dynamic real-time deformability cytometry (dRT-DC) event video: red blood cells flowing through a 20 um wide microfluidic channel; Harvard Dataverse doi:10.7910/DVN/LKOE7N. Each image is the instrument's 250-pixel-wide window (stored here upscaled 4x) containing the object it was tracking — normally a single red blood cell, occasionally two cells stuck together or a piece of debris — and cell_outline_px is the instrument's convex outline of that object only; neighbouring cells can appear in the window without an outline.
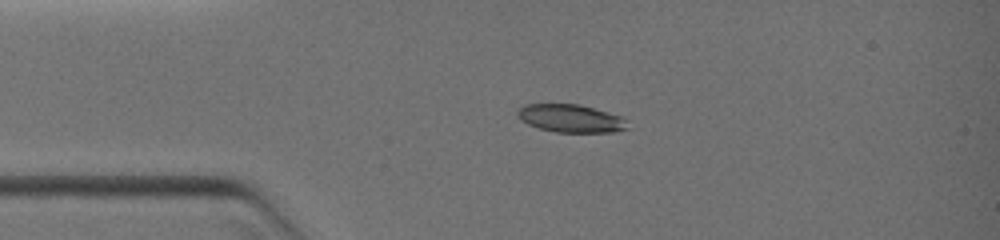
{"species": "common noctule bat (a hibernating species)", "species_latin": "Nyctalus noctula", "temperature_condition": "warm", "stored_images_in_passage": 4, "camera_frame_rate_fps": 3000, "um_per_image_px": 0.085, "animal": {"sex": "female", "body_mass_g": 19.0, "forearm_length_mm": 51.5}, "frame": {"image": 1, "passage_image": 3, "time_ms": 1.667, "image_size_px": [1000, 240], "cell_outline_px": [[628, 128], [612, 132], [556, 132], [540, 128], [528, 124], [520, 120], [516, 116], [516, 112], [524, 104], [580, 104], [608, 112], [620, 116], [628, 120]], "centroid_in_image_um": [48.51, 10.06], "position_along_channel_um": 36.5, "area_um2": 17.98}}